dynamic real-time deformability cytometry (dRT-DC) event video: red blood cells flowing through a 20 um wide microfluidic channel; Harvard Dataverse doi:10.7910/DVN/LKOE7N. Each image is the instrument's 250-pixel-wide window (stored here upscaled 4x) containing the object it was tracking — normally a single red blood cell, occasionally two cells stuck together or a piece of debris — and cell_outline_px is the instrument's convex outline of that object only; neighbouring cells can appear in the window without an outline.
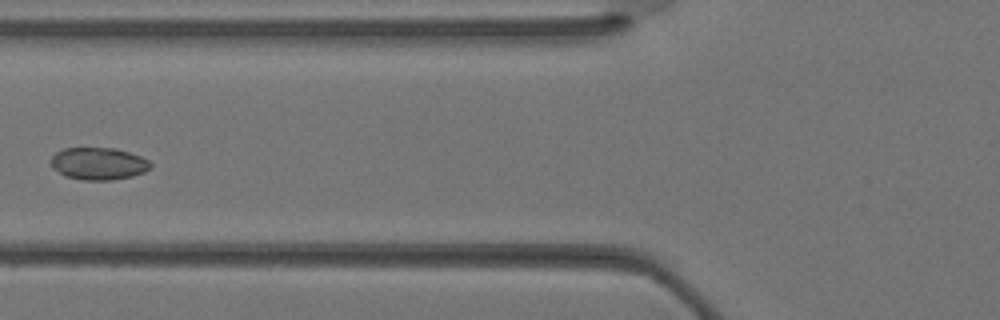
{"species": "Egyptian fruit bat (a non-hibernating species)", "species_latin": "Rousettus aegyptiacus", "temperature_condition": "warm", "stored_images_in_passage": 37, "camera_frame_rate_fps": 3000, "um_per_image_px": 0.085, "animal": {"sex": "female"}, "frame": {"image": 1, "passage_image": 15, "time_ms": 4.667, "image_size_px": [1000, 320], "cell_outline_px": [[152, 164], [144, 172], [132, 176], [112, 180], [84, 180], [64, 176], [52, 168], [52, 156], [56, 152], [64, 148], [116, 148], [140, 156], [148, 160]], "centroid_in_image_um": [8.36, 13.91], "position_along_channel_um": 117.4, "area_um2": 18.67}}
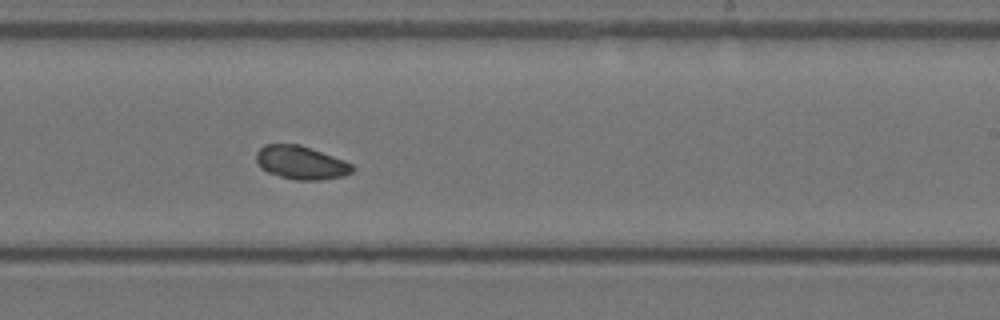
{"frame": {"image": 2, "passage_image": 23, "time_ms": 7.333, "image_size_px": [1000, 320], "cell_outline_px": [[352, 172], [344, 176], [320, 180], [296, 180], [280, 176], [268, 172], [260, 168], [256, 160], [256, 152], [264, 144], [300, 144], [344, 160], [352, 164]], "centroid_in_image_um": [25.56, 13.82], "position_along_channel_um": 263.4, "area_um2": 18.67}}
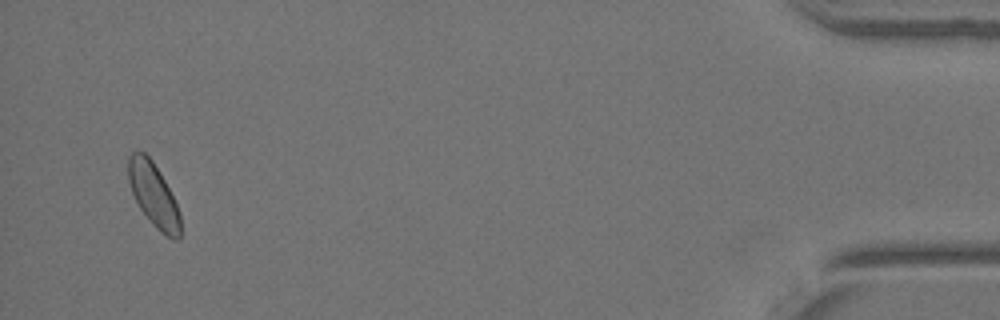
{"frame": {"image": 3, "passage_image": 36, "time_ms": 11.667, "image_size_px": [1000, 320], "cell_outline_px": [[180, 236], [176, 240], [172, 240], [160, 232], [156, 228], [140, 208], [132, 192], [128, 180], [128, 156], [132, 152], [144, 152], [152, 160], [164, 180], [180, 212]], "centroid_in_image_um": [13.05, 16.57], "position_along_channel_um": 422.2, "area_um2": 19.02}}